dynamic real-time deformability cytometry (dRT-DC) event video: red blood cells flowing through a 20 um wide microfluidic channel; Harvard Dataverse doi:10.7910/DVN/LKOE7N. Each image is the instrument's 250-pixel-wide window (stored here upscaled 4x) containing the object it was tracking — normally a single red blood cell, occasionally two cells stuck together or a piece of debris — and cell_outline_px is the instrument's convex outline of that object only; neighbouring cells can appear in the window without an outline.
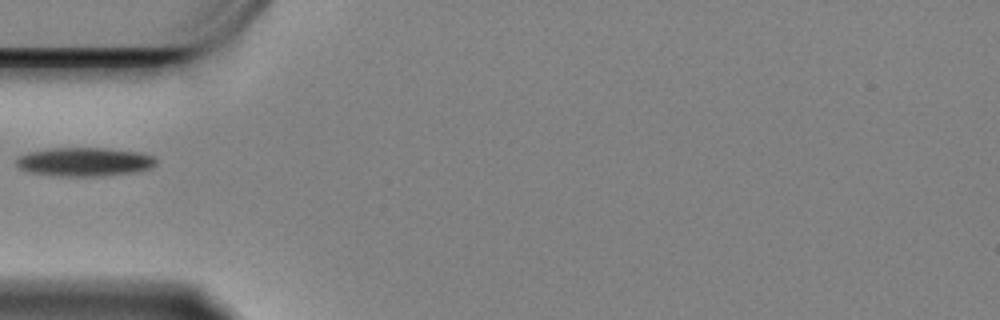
{"species": "Egyptian fruit bat (a non-hibernating species)", "species_latin": "Rousettus aegyptiacus", "temperature_condition": "cold", "stored_images_in_passage": 14, "camera_frame_rate_fps": 3000, "um_per_image_px": 0.085, "animal": {"sex": "female"}, "frame": {"image": 1, "passage_image": 1, "time_ms": 0.0, "image_size_px": [1000, 320], "cell_outline_px": [[156, 164], [152, 168], [132, 172], [100, 176], [60, 176], [32, 172], [20, 168], [16, 164], [16, 160], [20, 156], [28, 152], [52, 148], [104, 148], [140, 152], [152, 156], [156, 160]], "centroid_in_image_um": [7.2, 13.75], "position_along_channel_um": 77.8, "area_um2": 23.18}}